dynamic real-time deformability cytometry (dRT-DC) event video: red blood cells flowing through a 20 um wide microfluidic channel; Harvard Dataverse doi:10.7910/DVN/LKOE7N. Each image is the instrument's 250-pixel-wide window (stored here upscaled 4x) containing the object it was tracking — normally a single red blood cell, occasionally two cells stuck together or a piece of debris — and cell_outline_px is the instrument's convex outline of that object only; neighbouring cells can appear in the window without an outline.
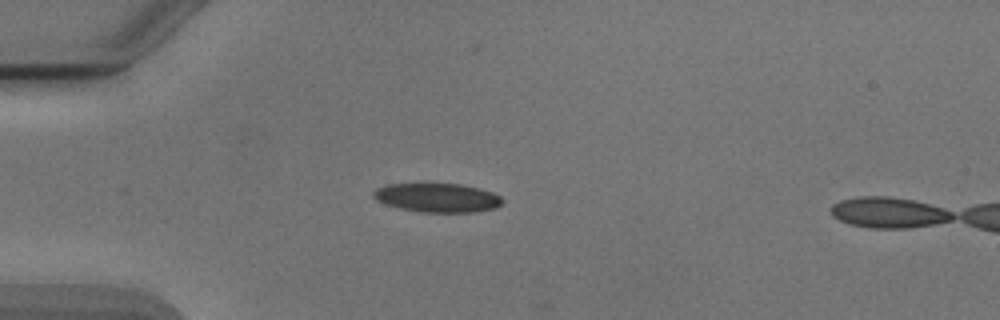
{"species": "Egyptian fruit bat (a non-hibernating species)", "species_latin": "Rousettus aegyptiacus", "temperature_condition": "cold", "stored_images_in_passage": 17, "camera_frame_rate_fps": 3000, "um_per_image_px": 0.085, "animal": {"sex": "male"}, "frame": {"image": 1, "passage_image": 14, "time_ms": 4.333, "image_size_px": [1000, 320], "cell_outline_px": [[504, 200], [496, 208], [476, 212], [420, 212], [400, 208], [376, 200], [372, 196], [372, 192], [376, 188], [388, 184], [424, 180], [460, 184], [480, 188], [492, 192], [500, 196]], "centroid_in_image_um": [37.14, 16.75], "position_along_channel_um": 47.9, "area_um2": 22.77}}